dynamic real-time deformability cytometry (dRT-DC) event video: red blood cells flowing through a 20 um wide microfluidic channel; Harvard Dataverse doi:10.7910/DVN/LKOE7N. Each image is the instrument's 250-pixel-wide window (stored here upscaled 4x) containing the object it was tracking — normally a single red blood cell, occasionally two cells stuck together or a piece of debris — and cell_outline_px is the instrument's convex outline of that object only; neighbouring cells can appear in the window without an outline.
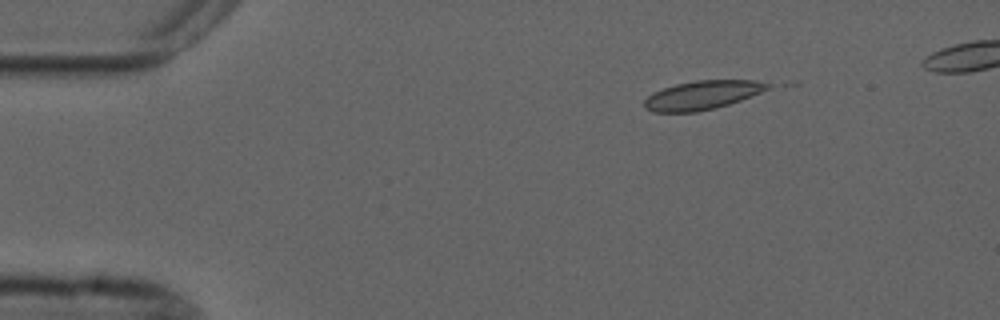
{"species": "common noctule bat (a hibernating species)", "species_latin": "Nyctalus noctula", "temperature_condition": "cold", "stored_images_in_passage": 7, "camera_frame_rate_fps": 3000, "um_per_image_px": 0.085, "animal": {"sex": "male", "forearm_length_mm": 52.5}, "frame": {"image": 1, "passage_image": 3, "time_ms": 2.333, "image_size_px": [1000, 320], "cell_outline_px": [[772, 88], [740, 100], [728, 104], [696, 112], [652, 112], [644, 108], [644, 100], [652, 92], [676, 84], [696, 80], [756, 80], [772, 84]], "centroid_in_image_um": [59.69, 8.08], "position_along_channel_um": 25.3, "area_um2": 20.69}}